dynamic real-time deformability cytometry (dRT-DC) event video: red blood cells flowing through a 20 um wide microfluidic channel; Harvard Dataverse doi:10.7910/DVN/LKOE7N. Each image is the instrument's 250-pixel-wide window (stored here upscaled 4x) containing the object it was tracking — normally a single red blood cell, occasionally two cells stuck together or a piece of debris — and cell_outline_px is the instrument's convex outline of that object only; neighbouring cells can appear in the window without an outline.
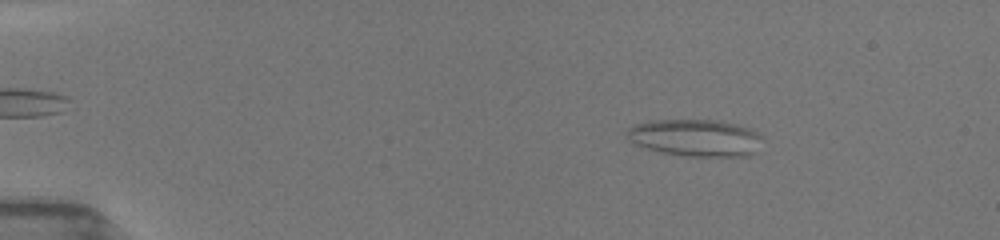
{"species": "common noctule bat (a hibernating species)", "species_latin": "Nyctalus noctula", "temperature_condition": "room temperature", "stored_images_in_passage": 77, "camera_frame_rate_fps": 3000, "um_per_image_px": 0.085, "animal": {"sex": "female", "body_mass_g": 19.5, "forearm_length_mm": 54.1}, "frame": {"image": 1, "passage_image": 9, "time_ms": 2.667, "image_size_px": [1000, 240], "cell_outline_px": [[756, 136], [752, 152], [736, 156], [688, 156], [660, 152], [636, 144], [632, 140], [628, 132], [632, 128], [640, 124], [664, 120], [704, 120], [728, 124], [744, 128], [752, 132]], "centroid_in_image_um": [58.99, 11.73], "position_along_channel_um": 26.0, "area_um2": 26.93}}
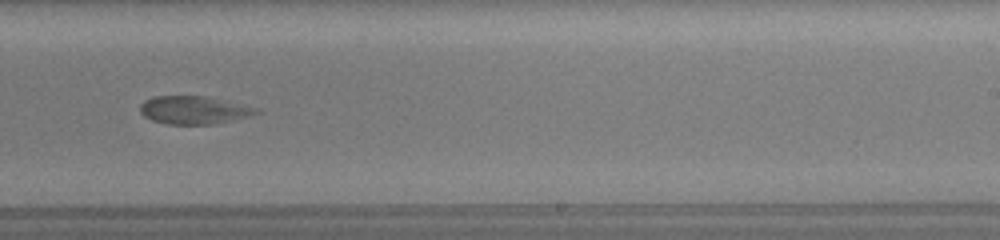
{"frame": {"image": 2, "passage_image": 45, "time_ms": 11.333, "image_size_px": [1000, 240], "cell_outline_px": [[252, 112], [244, 116], [212, 124], [168, 124], [152, 120], [144, 116], [140, 112], [140, 104], [144, 100], [152, 96], [200, 96], [240, 108]], "centroid_in_image_um": [16.05, 9.37], "position_along_channel_um": 273.0, "area_um2": 17.05}}
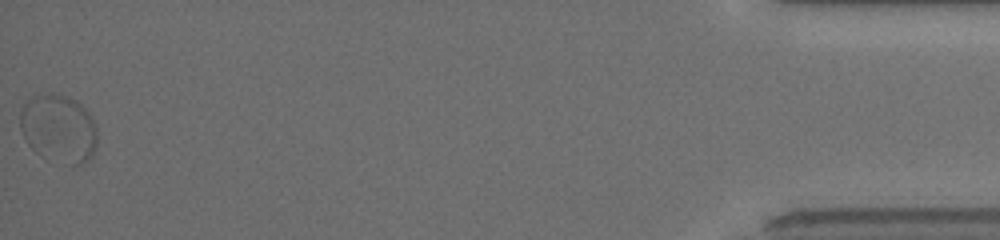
{"frame": {"image": 3, "passage_image": 75, "time_ms": 17.667, "image_size_px": [1000, 240], "cell_outline_px": [[96, 144], [92, 156], [88, 160], [80, 164], [68, 164], [36, 152], [28, 144], [20, 128], [20, 112], [24, 104], [32, 96], [48, 92], [68, 96], [80, 104], [84, 108], [92, 120], [96, 128]], "centroid_in_image_um": [4.97, 10.89], "position_along_channel_um": 430.2, "area_um2": 30.17}}